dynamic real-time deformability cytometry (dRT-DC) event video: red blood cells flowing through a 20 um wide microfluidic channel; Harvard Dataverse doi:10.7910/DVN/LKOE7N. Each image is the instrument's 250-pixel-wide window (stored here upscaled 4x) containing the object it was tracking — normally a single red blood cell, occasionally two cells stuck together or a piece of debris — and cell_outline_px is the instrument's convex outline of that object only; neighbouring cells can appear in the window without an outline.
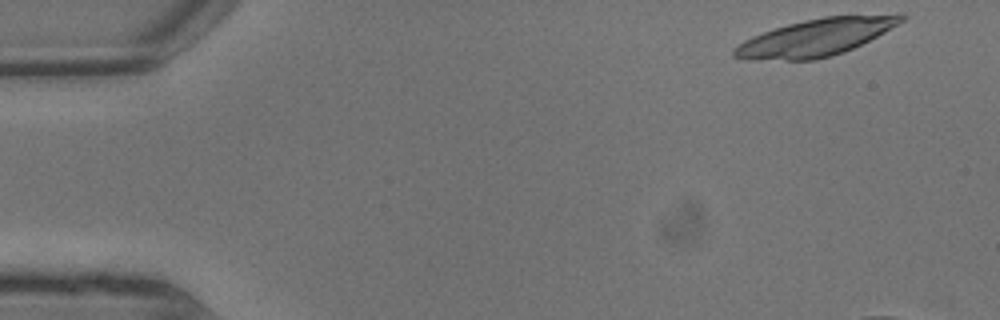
{"species": "common noctule bat (a hibernating species)", "species_latin": "Nyctalus noctula", "temperature_condition": "warm", "stored_images_in_passage": 5, "camera_frame_rate_fps": 3000, "um_per_image_px": 0.085, "animal": {"sex": "male", "body_mass_g": 13.3}, "frame": {"image": 1, "passage_image": 1, "time_ms": 0.0, "image_size_px": [1000, 320], "cell_outline_px": [[908, 16], [904, 20], [884, 32], [844, 52], [832, 56], [816, 60], [744, 60], [732, 56], [732, 48], [744, 40], [752, 36], [788, 24], [804, 20], [824, 16], [900, 12], [904, 12]], "centroid_in_image_um": [69.38, 3.16], "position_along_channel_um": 15.6, "area_um2": 36.65}}